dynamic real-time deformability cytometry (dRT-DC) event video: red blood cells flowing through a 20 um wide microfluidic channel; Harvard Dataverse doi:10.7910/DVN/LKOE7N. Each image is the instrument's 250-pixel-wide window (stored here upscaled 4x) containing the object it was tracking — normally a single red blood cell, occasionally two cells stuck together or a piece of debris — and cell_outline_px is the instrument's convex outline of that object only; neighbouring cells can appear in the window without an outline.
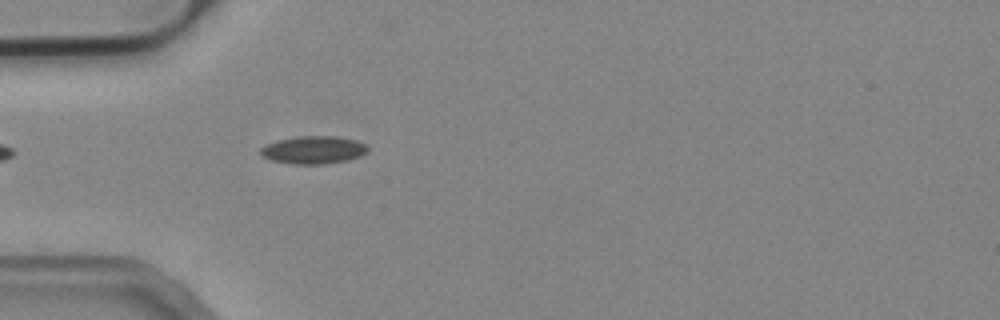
{"species": "common noctule bat (a hibernating species)", "species_latin": "Nyctalus noctula", "temperature_condition": "cold", "stored_images_in_passage": 7, "camera_frame_rate_fps": 3000, "um_per_image_px": 0.085, "animal": {"sex": "male", "body_mass_g": 19.2, "forearm_length_mm": 51.8}, "frame": {"image": 1, "passage_image": 1, "time_ms": 0.0, "image_size_px": [1000, 320], "cell_outline_px": [[368, 148], [360, 156], [348, 160], [324, 164], [292, 164], [272, 160], [260, 156], [260, 148], [264, 144], [276, 140], [300, 136], [336, 136], [356, 140], [364, 144]], "centroid_in_image_um": [26.58, 12.74], "position_along_channel_um": 58.4, "area_um2": 17.4}}
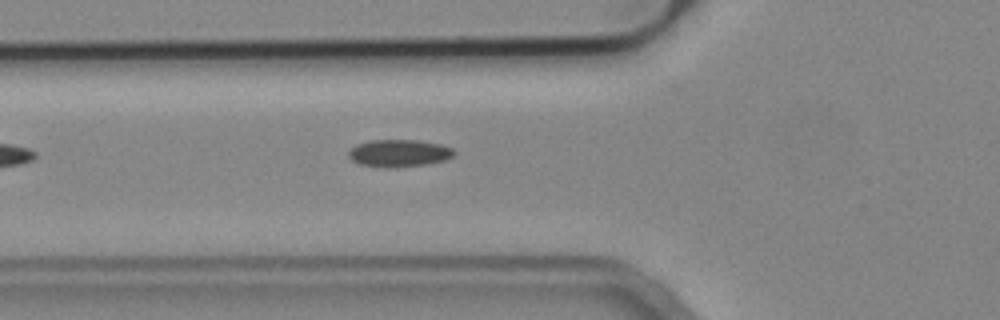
{"frame": {"image": 2, "passage_image": 4, "time_ms": 1.0, "image_size_px": [1000, 320], "cell_outline_px": [[456, 152], [452, 156], [444, 160], [428, 164], [360, 164], [352, 160], [348, 156], [348, 152], [356, 144], [372, 140], [416, 140], [440, 144], [452, 148]], "centroid_in_image_um": [33.95, 12.95], "position_along_channel_um": 91.9, "area_um2": 15.72}}